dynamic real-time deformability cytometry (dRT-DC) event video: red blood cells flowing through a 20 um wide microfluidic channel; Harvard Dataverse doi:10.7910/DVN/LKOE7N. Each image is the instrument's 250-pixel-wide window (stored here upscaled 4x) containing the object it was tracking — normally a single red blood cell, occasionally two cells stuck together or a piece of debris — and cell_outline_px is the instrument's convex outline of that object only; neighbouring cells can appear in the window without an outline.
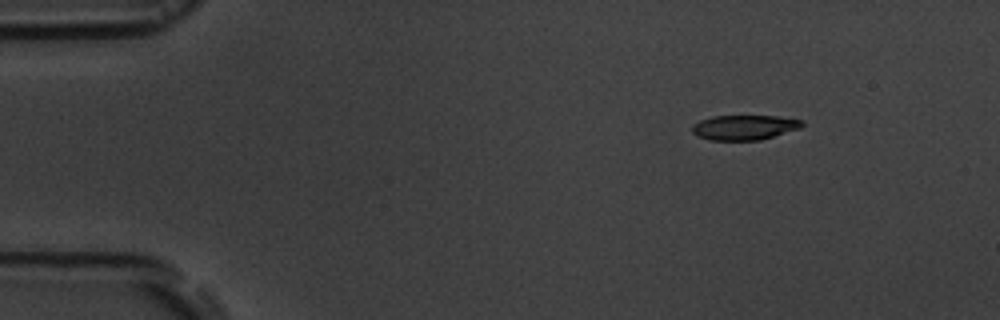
{"species": "common noctule bat (a hibernating species)", "species_latin": "Nyctalus noctula", "temperature_condition": "room temperature", "stored_images_in_passage": 4, "camera_frame_rate_fps": 3000, "um_per_image_px": 0.085, "animal": {"sex": "male", "body_mass_g": 19.5, "forearm_length_mm": 54.6}, "frame": {"image": 1, "passage_image": 1, "time_ms": 0.0, "image_size_px": [1000, 320], "cell_outline_px": [[804, 124], [800, 128], [760, 140], [708, 140], [696, 136], [692, 132], [692, 124], [700, 120], [712, 116], [776, 116], [804, 120]], "centroid_in_image_um": [63.24, 10.83], "position_along_channel_um": 21.8, "area_um2": 16.01}}
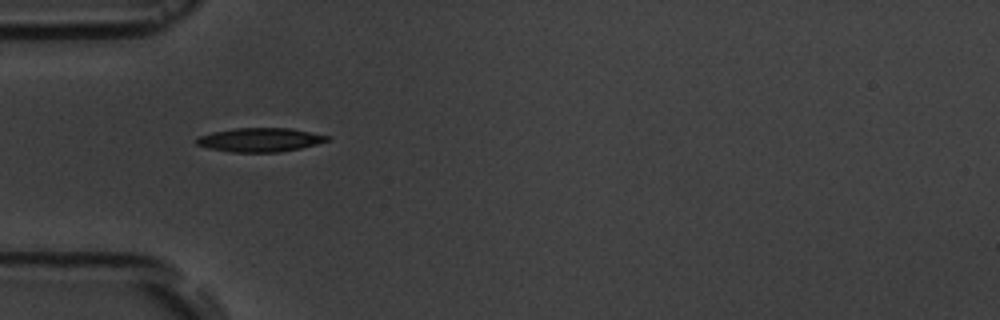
{"frame": {"image": 2, "passage_image": 4, "time_ms": 3.333, "image_size_px": [1000, 320], "cell_outline_px": [[332, 136], [328, 140], [316, 144], [300, 148], [280, 152], [232, 152], [208, 148], [196, 144], [196, 136], [212, 132], [236, 128], [288, 128]], "centroid_in_image_um": [22.07, 11.88], "position_along_channel_um": 62.9, "area_um2": 18.15}}